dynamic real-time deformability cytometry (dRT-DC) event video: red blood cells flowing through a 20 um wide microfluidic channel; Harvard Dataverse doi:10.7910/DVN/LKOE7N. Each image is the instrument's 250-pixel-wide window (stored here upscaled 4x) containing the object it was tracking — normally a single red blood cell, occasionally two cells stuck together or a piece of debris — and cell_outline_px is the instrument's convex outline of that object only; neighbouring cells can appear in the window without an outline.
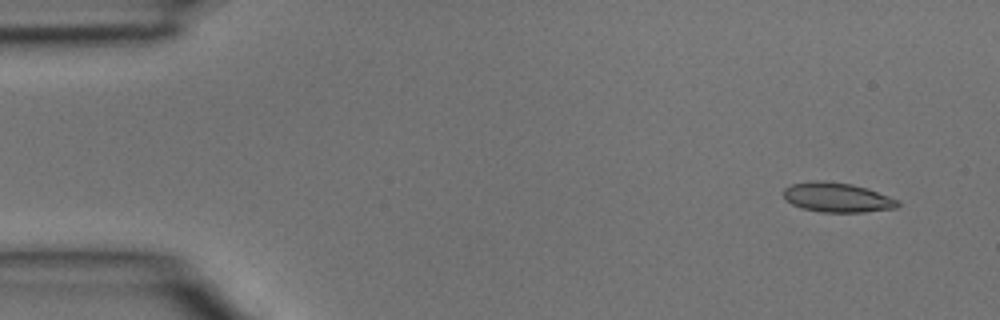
{"species": "common noctule bat (a hibernating species)", "species_latin": "Nyctalus noctula", "temperature_condition": "room temperature", "stored_images_in_passage": 4, "camera_frame_rate_fps": 3000, "um_per_image_px": 0.085, "animal": {"sex": "male", "body_mass_g": 15.6}, "frame": {"image": 1, "passage_image": 1, "time_ms": 0.0, "image_size_px": [1000, 320], "cell_outline_px": [[900, 204], [896, 208], [864, 212], [820, 212], [804, 208], [792, 204], [784, 196], [784, 188], [792, 184], [812, 180], [824, 180], [852, 184], [868, 188], [900, 200]], "centroid_in_image_um": [71.2, 16.77], "position_along_channel_um": 13.8, "area_um2": 19.77}}
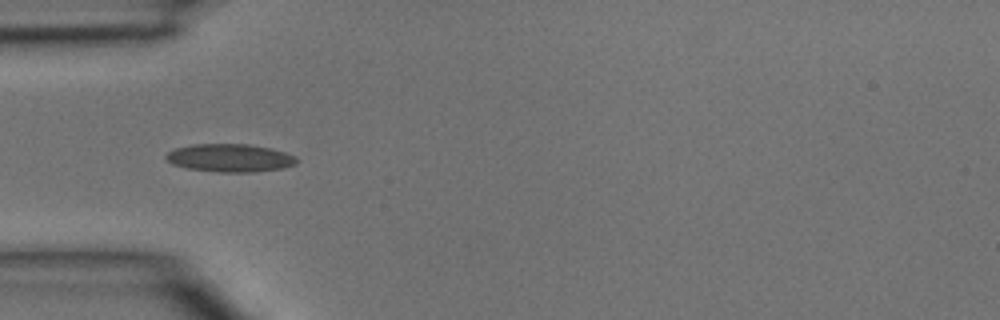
{"frame": {"image": 2, "passage_image": 4, "time_ms": 1.0, "image_size_px": [1000, 320], "cell_outline_px": [[300, 160], [296, 164], [284, 168], [256, 172], [220, 172], [188, 168], [172, 164], [164, 156], [168, 152], [176, 148], [192, 144], [248, 144], [272, 148], [296, 156]], "centroid_in_image_um": [19.6, 13.42], "position_along_channel_um": 65.4, "area_um2": 21.44}}